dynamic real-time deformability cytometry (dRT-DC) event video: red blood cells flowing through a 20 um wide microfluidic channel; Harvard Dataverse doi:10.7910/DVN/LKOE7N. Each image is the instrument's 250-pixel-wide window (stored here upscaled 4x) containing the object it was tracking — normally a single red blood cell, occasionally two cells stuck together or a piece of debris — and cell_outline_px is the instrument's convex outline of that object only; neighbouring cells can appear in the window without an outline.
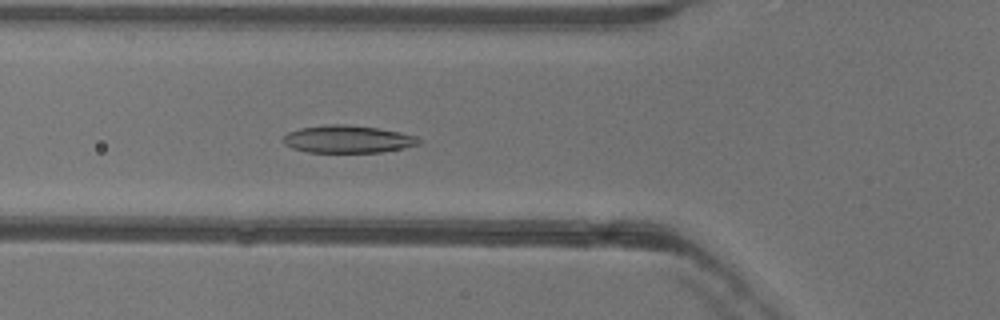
{"species": "common noctule bat (a hibernating species)", "species_latin": "Nyctalus noctula", "temperature_condition": "warm", "stored_images_in_passage": 51, "camera_frame_rate_fps": 3000, "um_per_image_px": 0.085, "animal": {"sex": "female"}, "frame": {"image": 1, "passage_image": 18, "time_ms": 5.667, "image_size_px": [1000, 320], "cell_outline_px": [[424, 140], [420, 144], [404, 148], [380, 152], [308, 152], [292, 148], [284, 144], [280, 140], [288, 132], [300, 128], [328, 124], [344, 124], [376, 128], [400, 132], [416, 136]], "centroid_in_image_um": [29.56, 11.83], "position_along_channel_um": 96.2, "area_um2": 21.85}}
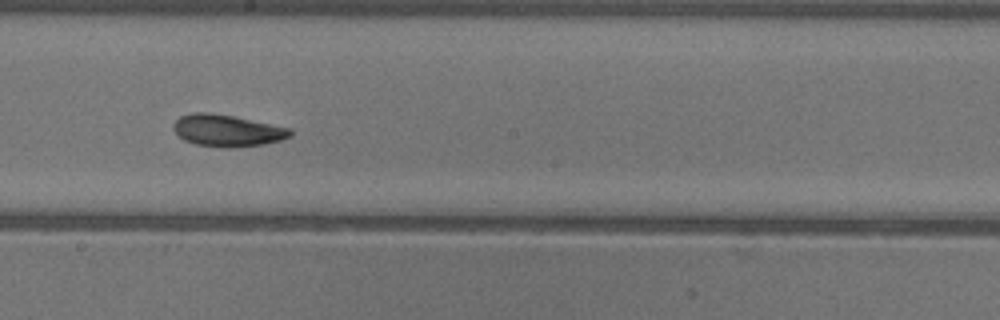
{"frame": {"image": 2, "passage_image": 28, "time_ms": 9.0, "image_size_px": [1000, 320], "cell_outline_px": [[292, 136], [280, 140], [264, 144], [232, 148], [224, 148], [196, 144], [184, 140], [172, 128], [172, 124], [180, 116], [192, 112], [208, 112], [232, 116], [292, 128]], "centroid_in_image_um": [19.31, 11.1], "position_along_channel_um": 228.9, "area_um2": 21.73}}
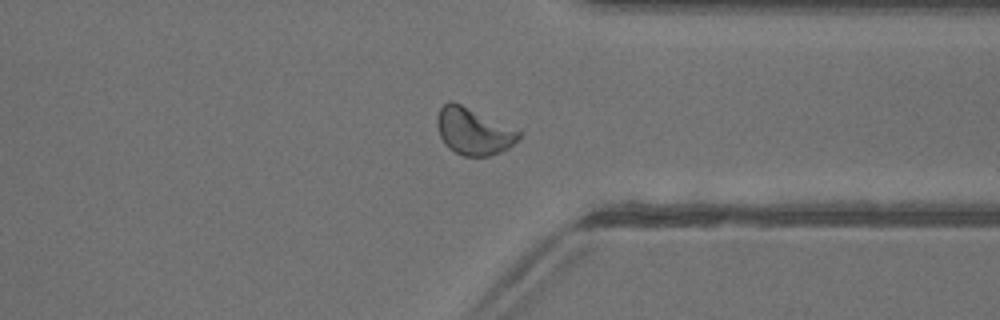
{"frame": {"image": 3, "passage_image": 39, "time_ms": 12.667, "image_size_px": [1000, 320], "cell_outline_px": [[524, 132], [508, 148], [500, 152], [488, 156], [464, 156], [448, 148], [444, 144], [440, 136], [436, 124], [436, 116], [440, 108], [448, 100], [452, 100], [520, 128]], "centroid_in_image_um": [40.28, 11.12], "position_along_channel_um": 371.1, "area_um2": 22.95}, "authors_computed_cell_mechanics": {"area_um2": 22.5998, "velocity_mm_per_s": 3.9663, "shape_relaxation_time_tau1_ms": 3.9294, "shape_relaxation_time_tau2_ms": 4.5233, "deformation_change_tau1": 0.1196, "deformation_change_tau2": 0.0919}}